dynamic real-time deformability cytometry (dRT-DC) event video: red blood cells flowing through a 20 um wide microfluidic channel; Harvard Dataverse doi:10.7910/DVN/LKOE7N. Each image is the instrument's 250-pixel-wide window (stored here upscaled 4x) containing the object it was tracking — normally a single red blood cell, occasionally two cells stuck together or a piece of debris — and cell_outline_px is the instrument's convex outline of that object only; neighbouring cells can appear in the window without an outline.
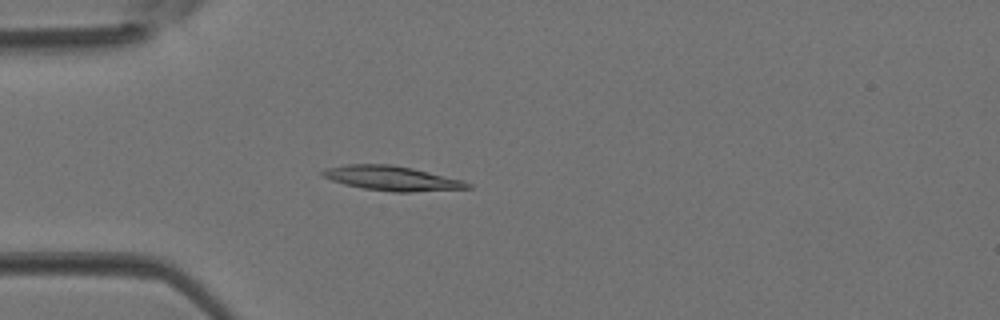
{"species": "Egyptian fruit bat (a non-hibernating species)", "species_latin": "Rousettus aegyptiacus", "temperature_condition": "room temperature", "stored_images_in_passage": 4, "camera_frame_rate_fps": 3000, "um_per_image_px": 0.085, "animal": {"sex": "female"}, "frame": {"image": 1, "passage_image": 4, "time_ms": 1.0, "image_size_px": [1000, 320], "cell_outline_px": [[472, 188], [412, 192], [392, 192], [364, 188], [344, 184], [332, 180], [324, 176], [320, 172], [324, 168], [348, 164], [392, 164], [412, 168], [464, 180], [472, 184]], "centroid_in_image_um": [33.34, 15.15], "position_along_channel_um": 51.7, "area_um2": 20.81}}